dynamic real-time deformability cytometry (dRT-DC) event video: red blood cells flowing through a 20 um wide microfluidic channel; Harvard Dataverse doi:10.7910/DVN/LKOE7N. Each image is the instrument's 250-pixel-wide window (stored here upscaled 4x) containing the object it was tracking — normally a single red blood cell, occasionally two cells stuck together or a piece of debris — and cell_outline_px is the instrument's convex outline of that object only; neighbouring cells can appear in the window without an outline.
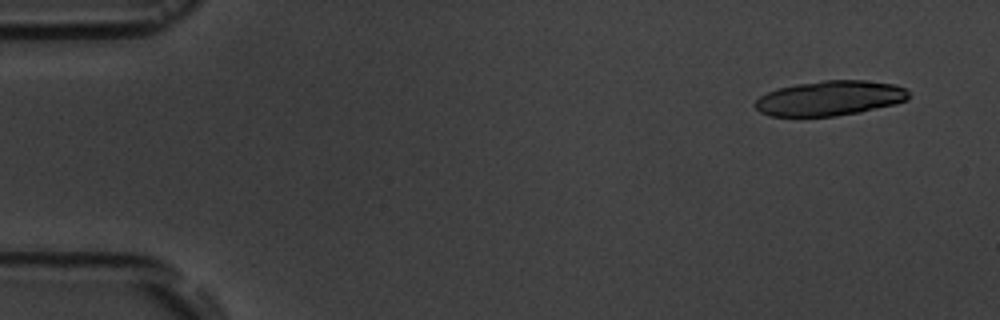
{"species": "common noctule bat (a hibernating species)", "species_latin": "Nyctalus noctula", "temperature_condition": "room temperature", "stored_images_in_passage": 6, "segment_of_instrument_passage": [2, 2], "camera_frame_rate_fps": 3000, "um_per_image_px": 0.085, "animal": {"sex": "male", "body_mass_g": 19.5, "forearm_length_mm": 54.6}, "frame": {"image": 1, "passage_image": 6, "time_ms": 5.667, "image_size_px": [1000, 320], "cell_outline_px": [[908, 100], [896, 104], [860, 112], [836, 116], [768, 116], [760, 112], [756, 108], [756, 100], [760, 96], [776, 88], [796, 84], [824, 80], [864, 80], [896, 84], [904, 88], [908, 92]], "centroid_in_image_um": [70.55, 8.34], "position_along_channel_um": 14.5, "area_um2": 31.33}}